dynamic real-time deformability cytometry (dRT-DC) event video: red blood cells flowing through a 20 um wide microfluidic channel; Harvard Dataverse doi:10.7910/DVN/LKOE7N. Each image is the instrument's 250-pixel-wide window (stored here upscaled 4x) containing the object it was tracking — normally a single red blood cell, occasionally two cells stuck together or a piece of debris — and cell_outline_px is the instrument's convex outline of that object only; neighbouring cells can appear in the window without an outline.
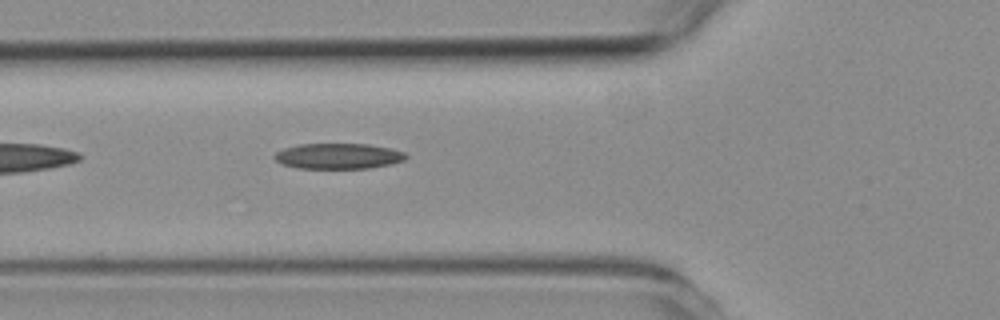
{"species": "common noctule bat (a hibernating species)", "species_latin": "Nyctalus noctula", "temperature_condition": "room temperature", "stored_images_in_passage": 11, "camera_frame_rate_fps": 3000, "um_per_image_px": 0.085, "animal": {"sex": "female", "body_mass_g": 19.3, "forearm_length_mm": 54.1}, "frame": {"image": 1, "passage_image": 5, "time_ms": 1.333, "image_size_px": [1000, 320], "cell_outline_px": [[408, 156], [404, 160], [392, 164], [368, 168], [296, 168], [284, 164], [276, 160], [272, 156], [276, 152], [284, 148], [296, 144], [368, 144], [392, 148], [404, 152]], "centroid_in_image_um": [28.76, 13.26], "position_along_channel_um": 97.0, "area_um2": 19.65}}